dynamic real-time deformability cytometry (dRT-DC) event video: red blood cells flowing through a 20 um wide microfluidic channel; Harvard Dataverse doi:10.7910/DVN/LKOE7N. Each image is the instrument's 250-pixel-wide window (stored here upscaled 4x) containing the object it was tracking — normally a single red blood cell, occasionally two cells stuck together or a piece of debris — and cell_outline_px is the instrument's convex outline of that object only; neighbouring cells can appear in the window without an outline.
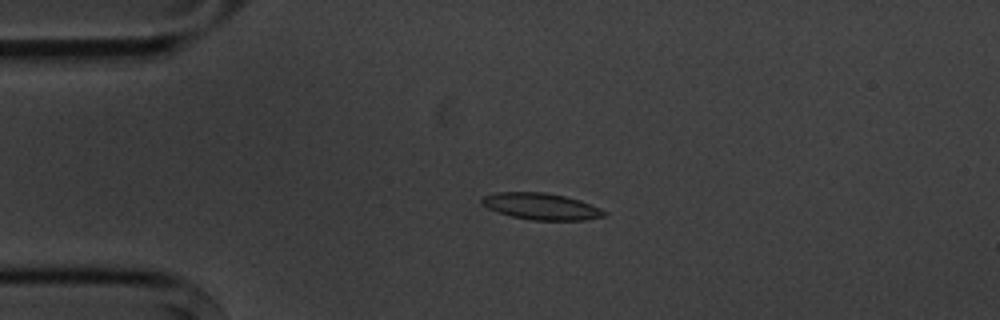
{"species": "common noctule bat (a hibernating species)", "species_latin": "Nyctalus noctula", "temperature_condition": "cold", "stored_images_in_passage": 5, "camera_frame_rate_fps": 3000, "um_per_image_px": 0.085, "animal": {"sex": "male", "body_mass_g": 20.1, "forearm_length_mm": 53.5}, "frame": {"image": 1, "passage_image": 4, "time_ms": 3.667, "image_size_px": [1000, 320], "cell_outline_px": [[608, 212], [604, 216], [584, 220], [532, 220], [512, 216], [488, 208], [480, 204], [480, 196], [496, 192], [544, 192], [564, 196], [580, 200], [600, 208]], "centroid_in_image_um": [45.97, 17.53], "position_along_channel_um": 39.0, "area_um2": 18.96}}